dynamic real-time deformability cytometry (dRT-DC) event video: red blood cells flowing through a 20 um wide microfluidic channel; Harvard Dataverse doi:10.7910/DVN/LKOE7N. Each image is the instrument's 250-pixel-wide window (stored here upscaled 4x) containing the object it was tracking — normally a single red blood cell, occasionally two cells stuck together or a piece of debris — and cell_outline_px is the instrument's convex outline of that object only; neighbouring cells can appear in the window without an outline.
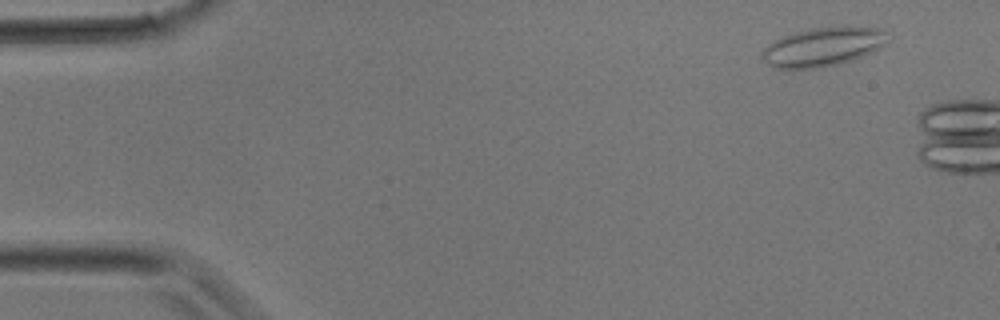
{"species": "common noctule bat (a hibernating species)", "species_latin": "Nyctalus noctula", "temperature_condition": "room temperature", "stored_images_in_passage": 5, "camera_frame_rate_fps": 3000, "um_per_image_px": 0.085, "animal": {"sex": "male", "body_mass_g": 17.9}, "frame": {"image": 1, "passage_image": 3, "time_ms": 0.667, "image_size_px": [1000, 320], "cell_outline_px": [[888, 40], [876, 48], [852, 60], [840, 64], [816, 68], [772, 68], [764, 60], [764, 48], [780, 36], [812, 28], [844, 24], [852, 24], [876, 28], [884, 32]], "centroid_in_image_um": [69.94, 3.94], "position_along_channel_um": 15.1, "area_um2": 28.38}}